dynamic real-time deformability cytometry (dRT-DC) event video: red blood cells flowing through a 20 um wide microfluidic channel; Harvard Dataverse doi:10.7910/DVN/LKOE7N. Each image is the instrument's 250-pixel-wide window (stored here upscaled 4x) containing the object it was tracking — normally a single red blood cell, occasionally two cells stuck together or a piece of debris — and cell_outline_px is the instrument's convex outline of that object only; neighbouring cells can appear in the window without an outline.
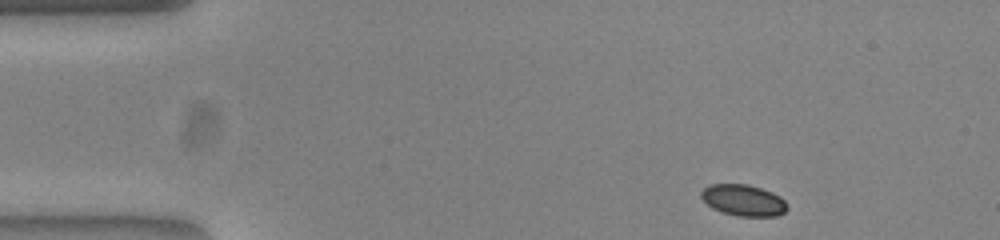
{"species": "common noctule bat (a hibernating species)", "species_latin": "Nyctalus noctula", "temperature_condition": "warm", "stored_images_in_passage": 47, "camera_frame_rate_fps": 3000, "um_per_image_px": 0.085, "animal": {"sex": "female", "body_mass_g": 23.0, "forearm_length_mm": 53.4}, "frame": {"image": 1, "passage_image": 1, "time_ms": 0.0, "image_size_px": [1000, 240], "cell_outline_px": [[788, 208], [784, 212], [776, 216], [736, 216], [720, 212], [712, 208], [700, 196], [700, 192], [704, 188], [712, 184], [748, 184], [772, 192], [780, 196], [784, 200]], "centroid_in_image_um": [63.18, 17.02], "position_along_channel_um": 21.8, "area_um2": 15.72}}
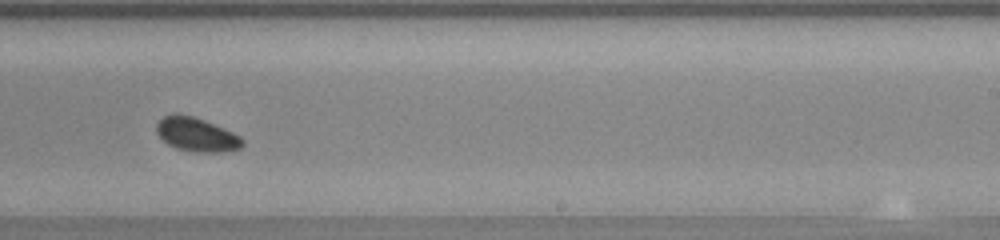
{"frame": {"image": 2, "passage_image": 27, "time_ms": 8.667, "image_size_px": [1000, 240], "cell_outline_px": [[244, 144], [240, 148], [220, 152], [200, 152], [176, 148], [168, 144], [156, 132], [156, 124], [164, 116], [192, 116], [204, 120], [224, 128], [240, 136], [244, 140]], "centroid_in_image_um": [16.74, 11.46], "position_along_channel_um": 272.3, "area_um2": 16.47}}
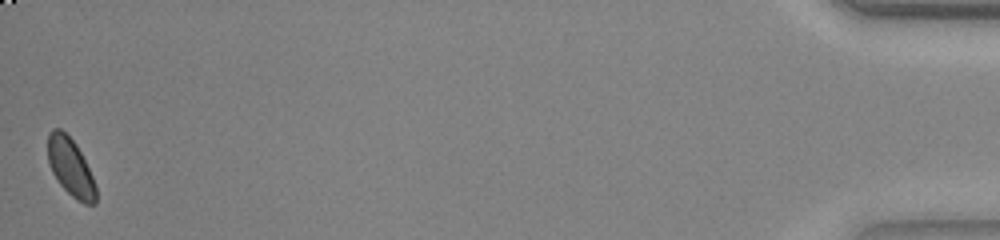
{"frame": {"image": 3, "passage_image": 47, "time_ms": 15.333, "image_size_px": [1000, 240], "cell_outline_px": [[96, 204], [84, 204], [76, 200], [60, 184], [52, 172], [48, 160], [48, 132], [52, 128], [60, 128], [76, 144], [92, 176], [96, 188]], "centroid_in_image_um": [5.99, 14.22], "position_along_channel_um": 429.2, "area_um2": 16.01}}